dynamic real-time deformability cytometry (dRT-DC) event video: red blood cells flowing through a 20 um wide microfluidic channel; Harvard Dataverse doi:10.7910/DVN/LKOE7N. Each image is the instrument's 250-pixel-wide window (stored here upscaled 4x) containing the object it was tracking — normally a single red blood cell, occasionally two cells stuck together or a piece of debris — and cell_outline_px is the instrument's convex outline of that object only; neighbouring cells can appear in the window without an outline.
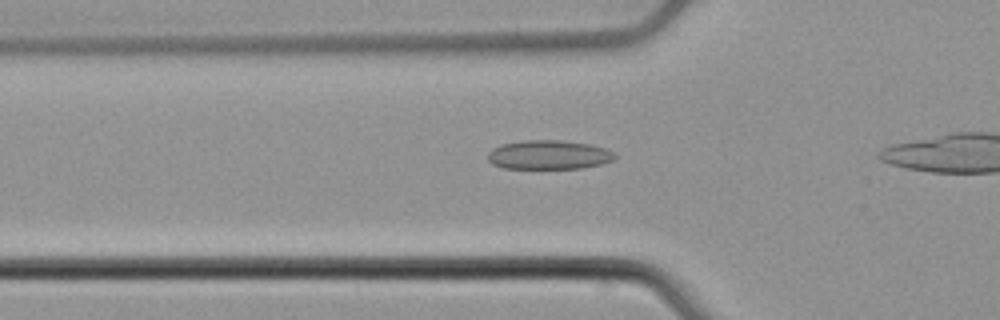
{"species": "common noctule bat (a hibernating species)", "species_latin": "Nyctalus noctula", "temperature_condition": "cold", "stored_images_in_passage": 29, "camera_frame_rate_fps": 3000, "um_per_image_px": 0.085, "animal": {"sex": "male", "body_mass_g": 21.5, "forearm_length_mm": 52.0}, "frame": {"image": 1, "passage_image": 4, "time_ms": 1.0, "image_size_px": [1000, 320], "cell_outline_px": [[616, 156], [612, 160], [600, 164], [584, 168], [504, 168], [492, 164], [488, 160], [488, 152], [492, 148], [500, 144], [524, 140], [560, 140], [592, 144], [604, 148], [612, 152]], "centroid_in_image_um": [46.61, 13.15], "position_along_channel_um": 79.2, "area_um2": 21.56}}
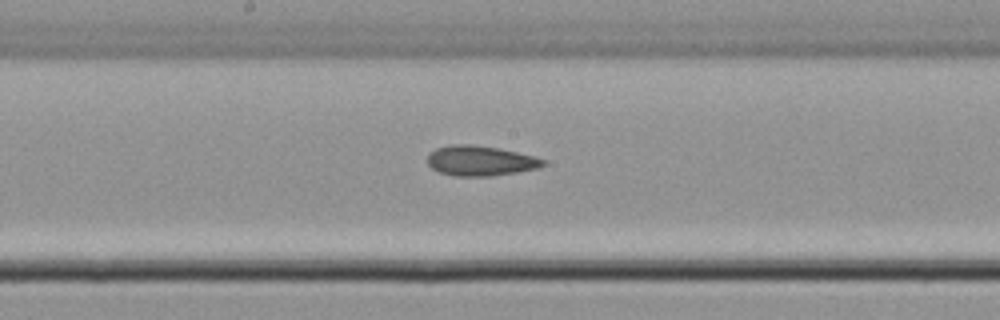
{"frame": {"image": 2, "passage_image": 14, "time_ms": 4.333, "image_size_px": [1000, 320], "cell_outline_px": [[544, 164], [536, 168], [516, 172], [492, 176], [456, 176], [440, 172], [432, 168], [428, 164], [428, 156], [436, 148], [452, 144], [468, 144], [500, 148], [536, 156], [544, 160]], "centroid_in_image_um": [40.83, 13.66], "position_along_channel_um": 207.4, "area_um2": 20.11}}
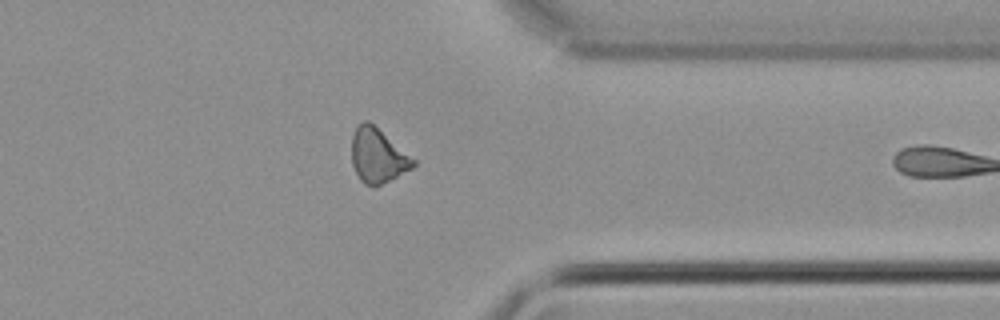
{"frame": {"image": 3, "passage_image": 28, "time_ms": 9.0, "image_size_px": [1000, 320], "cell_outline_px": [[416, 164], [412, 168], [372, 188], [364, 184], [360, 180], [352, 164], [352, 136], [356, 128], [364, 120], [368, 120], [416, 160]], "centroid_in_image_um": [32.09, 13.24], "position_along_channel_um": 379.3, "area_um2": 19.19}}